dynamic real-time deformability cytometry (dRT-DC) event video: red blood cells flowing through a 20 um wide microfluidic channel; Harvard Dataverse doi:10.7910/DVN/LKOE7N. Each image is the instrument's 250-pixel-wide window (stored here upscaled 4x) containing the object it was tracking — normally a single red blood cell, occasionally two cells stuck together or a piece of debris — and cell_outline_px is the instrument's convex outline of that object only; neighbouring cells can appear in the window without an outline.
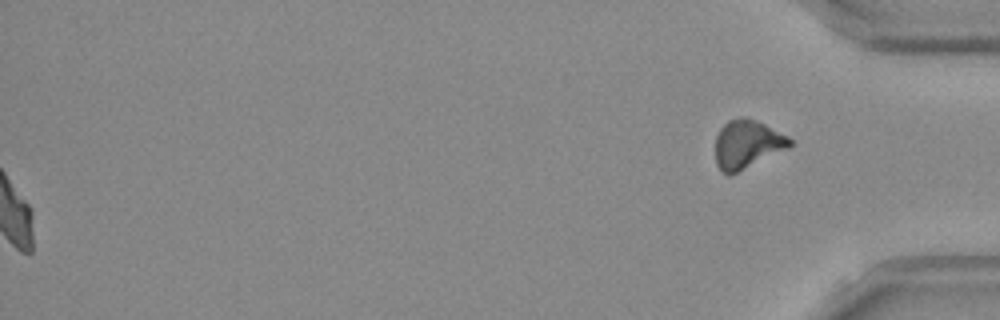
{"species": "Egyptian fruit bat (a non-hibernating species)", "species_latin": "Rousettus aegyptiacus", "temperature_condition": "room temperature", "stored_images_in_passage": 43, "segment_of_instrument_passage": [2, 2], "camera_frame_rate_fps": 3000, "um_per_image_px": 0.085, "frame": {"image": 1, "passage_image": 43, "time_ms": 14.0, "image_size_px": [1000, 320], "cell_outline_px": [[796, 144], [788, 148], [728, 176], [720, 172], [716, 164], [716, 136], [720, 128], [728, 120], [744, 116], [764, 124], [788, 136]], "centroid_in_image_um": [63.5, 12.26], "position_along_channel_um": 371.7, "area_um2": 20.98}}